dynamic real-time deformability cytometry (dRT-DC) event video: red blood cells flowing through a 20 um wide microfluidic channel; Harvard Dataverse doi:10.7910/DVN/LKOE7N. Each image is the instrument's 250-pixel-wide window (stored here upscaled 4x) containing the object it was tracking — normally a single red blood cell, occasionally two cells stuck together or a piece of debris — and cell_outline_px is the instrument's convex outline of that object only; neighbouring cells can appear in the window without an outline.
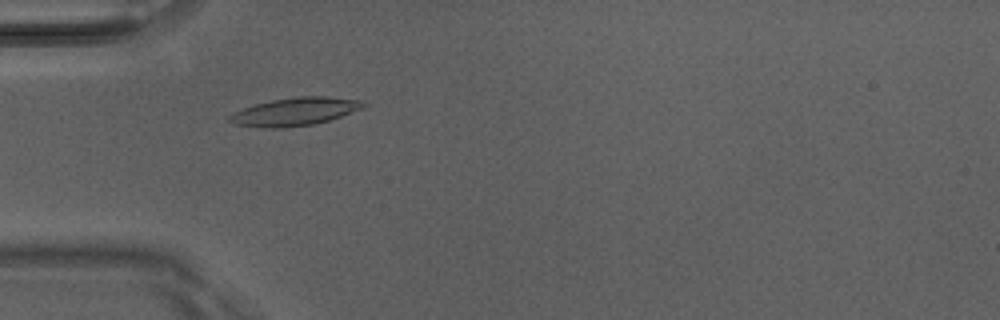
{"species": "Egyptian fruit bat (a non-hibernating species)", "species_latin": "Rousettus aegyptiacus", "temperature_condition": "room temperature", "stored_images_in_passage": 6, "camera_frame_rate_fps": 3000, "um_per_image_px": 0.085, "animal": {"sex": "male"}, "frame": {"image": 1, "passage_image": 4, "time_ms": 1.0, "image_size_px": [1000, 320], "cell_outline_px": [[368, 104], [364, 108], [328, 120], [312, 124], [284, 128], [264, 128], [232, 124], [228, 120], [228, 116], [232, 112], [256, 104], [272, 100], [300, 96], [328, 96], [364, 100]], "centroid_in_image_um": [25.07, 9.48], "position_along_channel_um": 59.9, "area_um2": 21.96}}